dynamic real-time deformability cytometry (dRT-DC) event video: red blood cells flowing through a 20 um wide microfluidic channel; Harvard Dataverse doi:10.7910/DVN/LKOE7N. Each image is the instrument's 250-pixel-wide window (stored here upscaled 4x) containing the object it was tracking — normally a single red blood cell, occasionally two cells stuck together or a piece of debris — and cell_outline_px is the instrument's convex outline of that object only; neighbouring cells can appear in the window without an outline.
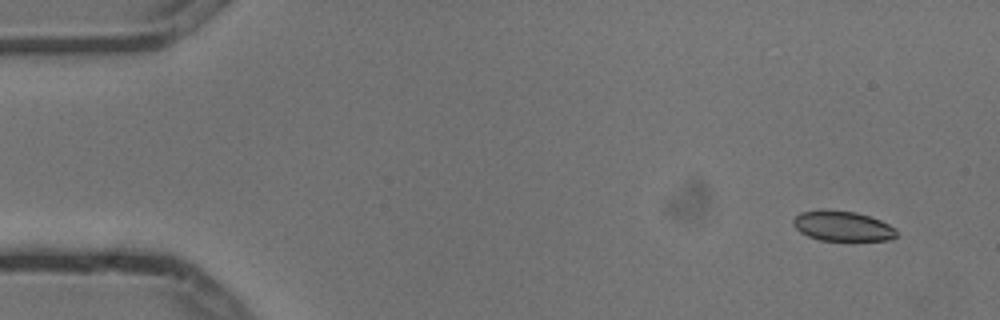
{"species": "common noctule bat (a hibernating species)", "species_latin": "Nyctalus noctula", "temperature_condition": "cold", "stored_images_in_passage": 5, "camera_frame_rate_fps": 3000, "um_per_image_px": 0.085, "animal": {"sex": "male", "body_mass_g": 13.3}, "frame": {"image": 1, "passage_image": 1, "time_ms": 0.0, "image_size_px": [1000, 320], "cell_outline_px": [[896, 236], [892, 240], [820, 240], [808, 236], [800, 232], [792, 224], [792, 220], [800, 212], [820, 208], [856, 212], [880, 220], [896, 228]], "centroid_in_image_um": [71.58, 19.19], "position_along_channel_um": 13.4, "area_um2": 18.26}}
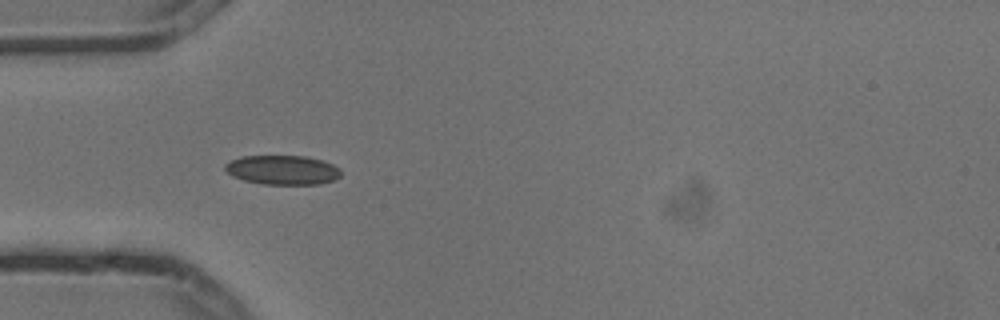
{"frame": {"image": 2, "passage_image": 4, "time_ms": 1.0, "image_size_px": [1000, 320], "cell_outline_px": [[340, 176], [332, 180], [320, 184], [264, 184], [244, 180], [232, 176], [224, 168], [224, 164], [228, 160], [240, 156], [304, 156], [324, 160], [340, 168]], "centroid_in_image_um": [23.99, 14.43], "position_along_channel_um": 61.0, "area_um2": 19.88}}
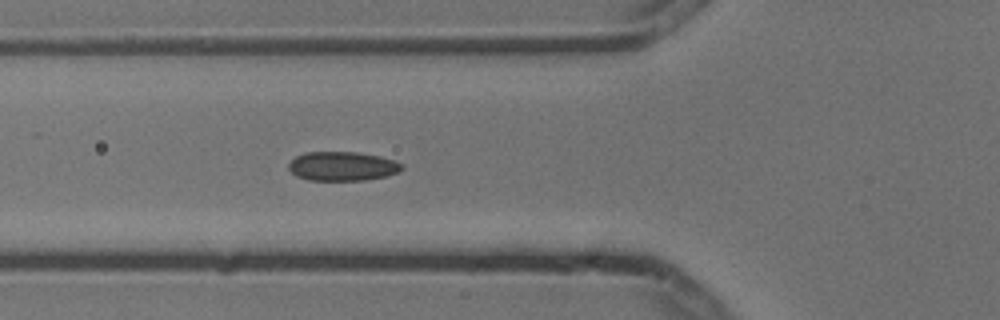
{"frame": {"image": 3, "passage_image": 5, "time_ms": 1.333, "image_size_px": [1000, 320], "cell_outline_px": [[404, 168], [400, 172], [388, 176], [364, 180], [308, 180], [296, 176], [288, 168], [288, 164], [296, 156], [304, 152], [356, 152], [380, 156], [404, 164]], "centroid_in_image_um": [29.12, 14.13], "position_along_channel_um": 96.7, "area_um2": 19.36}}